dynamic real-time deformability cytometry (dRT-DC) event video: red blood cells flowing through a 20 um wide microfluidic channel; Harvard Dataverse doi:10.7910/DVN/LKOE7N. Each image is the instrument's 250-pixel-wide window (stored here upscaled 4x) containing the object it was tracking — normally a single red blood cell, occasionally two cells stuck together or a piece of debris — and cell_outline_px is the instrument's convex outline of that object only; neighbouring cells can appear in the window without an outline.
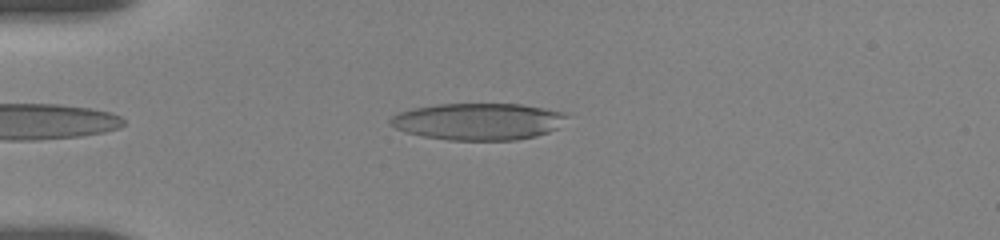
{"species": "human", "species_latin": "Homo sapiens", "temperature_condition": "room temperature", "stored_images_in_passage": 4, "camera_frame_rate_fps": 3000, "um_per_image_px": 0.085, "donor": {"sex": "female"}, "frame": {"image": 1, "passage_image": 2, "time_ms": 0.333, "image_size_px": [1000, 240], "cell_outline_px": [[568, 116], [560, 128], [536, 136], [516, 140], [448, 140], [424, 136], [404, 132], [388, 124], [388, 120], [392, 116], [400, 112], [412, 108], [436, 104], [520, 104], [544, 108], [564, 112]], "centroid_in_image_um": [40.66, 10.33], "position_along_channel_um": 44.3, "area_um2": 38.15}}